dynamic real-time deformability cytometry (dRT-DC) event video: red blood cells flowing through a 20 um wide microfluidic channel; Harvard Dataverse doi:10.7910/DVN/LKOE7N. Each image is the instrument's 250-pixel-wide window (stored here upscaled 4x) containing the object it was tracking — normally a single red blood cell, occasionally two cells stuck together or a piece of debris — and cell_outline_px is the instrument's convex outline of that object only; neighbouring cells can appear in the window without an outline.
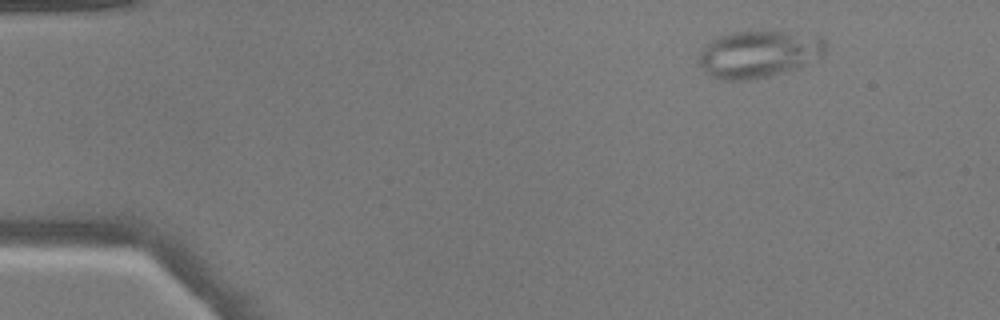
{"species": "common noctule bat (a hibernating species)", "species_latin": "Nyctalus noctula", "temperature_condition": "warm", "stored_images_in_passage": 10, "camera_frame_rate_fps": 3000, "um_per_image_px": 0.085, "animal": {"sex": "male", "body_mass_g": 17.9}, "frame": {"image": 1, "passage_image": 1, "time_ms": 0.0, "image_size_px": [1000, 320], "cell_outline_px": [[824, 52], [804, 64], [768, 76], [748, 80], [720, 80], [704, 72], [700, 64], [700, 52], [712, 40], [720, 36], [732, 32], [780, 32], [820, 36], [824, 40]], "centroid_in_image_um": [64.42, 4.6], "position_along_channel_um": 20.6, "area_um2": 33.64}}